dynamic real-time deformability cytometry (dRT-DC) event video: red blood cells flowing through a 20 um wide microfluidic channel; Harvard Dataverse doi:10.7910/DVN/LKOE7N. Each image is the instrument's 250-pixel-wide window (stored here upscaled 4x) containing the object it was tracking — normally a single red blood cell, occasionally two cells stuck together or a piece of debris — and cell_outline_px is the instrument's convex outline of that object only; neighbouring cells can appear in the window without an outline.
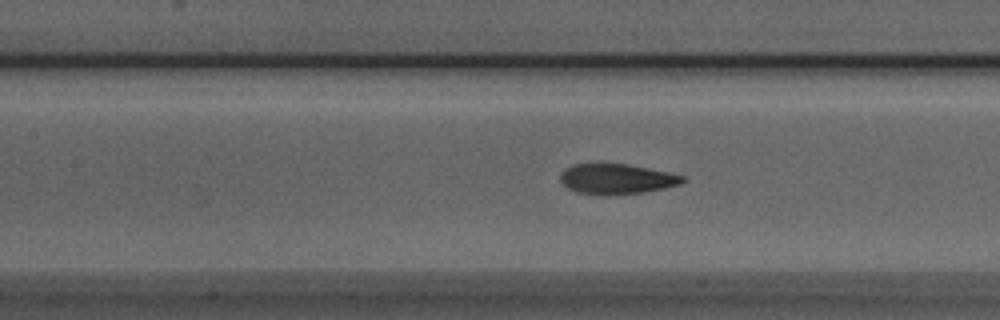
{"species": "Egyptian fruit bat (a non-hibernating species)", "species_latin": "Rousettus aegyptiacus", "temperature_condition": "room temperature", "stored_images_in_passage": 47, "camera_frame_rate_fps": 3000, "um_per_image_px": 0.085, "animal": {"sex": "male"}, "frame": {"image": 1, "passage_image": 17, "time_ms": 5.333, "image_size_px": [1000, 320], "cell_outline_px": [[684, 180], [680, 184], [664, 188], [644, 192], [604, 196], [576, 192], [568, 188], [560, 180], [560, 172], [564, 168], [572, 164], [600, 160], [628, 164], [668, 172], [684, 176]], "centroid_in_image_um": [52.32, 15.17], "position_along_channel_um": 155.1, "area_um2": 22.43}}
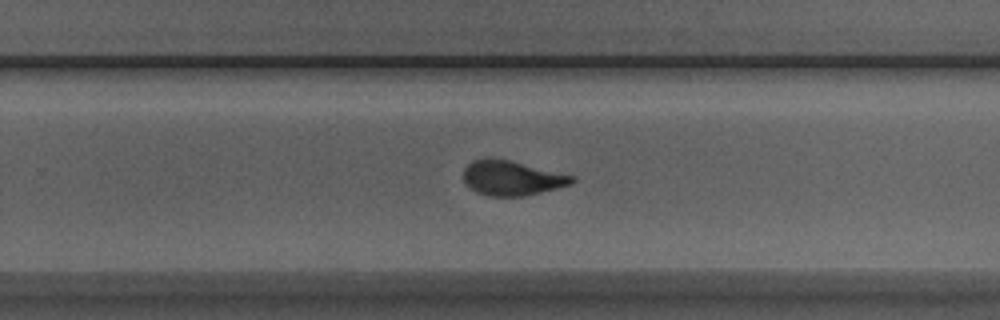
{"frame": {"image": 2, "passage_image": 27, "time_ms": 8.667, "image_size_px": [1000, 320], "cell_outline_px": [[576, 180], [572, 184], [524, 196], [488, 196], [476, 192], [468, 188], [464, 180], [464, 168], [472, 160], [508, 160], [576, 176]], "centroid_in_image_um": [43.52, 15.16], "position_along_channel_um": 286.3, "area_um2": 21.62}}
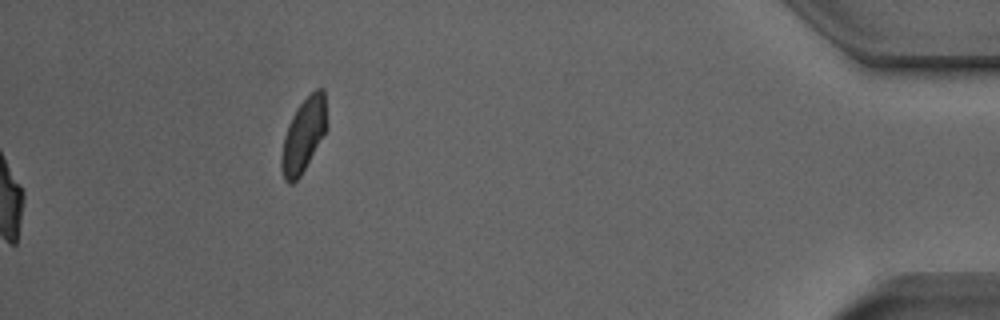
{"frame": {"image": 3, "passage_image": 47, "time_ms": 15.333, "image_size_px": [1000, 320], "cell_outline_px": [[328, 128], [300, 176], [292, 184], [288, 184], [284, 180], [280, 164], [280, 156], [284, 136], [288, 124], [296, 108], [316, 88], [324, 88]], "centroid_in_image_um": [25.8, 11.49], "position_along_channel_um": 409.4, "area_um2": 19.65}, "authors_computed_cell_mechanics": {"area_um2": 22.253, "velocity_mm_per_s": 3.9491, "shape_relaxation_time_tau1_ms": 3.4684, "shape_relaxation_time_tau2_ms": 1.0762, "deformation_change_tau1": 0.1448, "deformation_change_tau2": 0.0811}}